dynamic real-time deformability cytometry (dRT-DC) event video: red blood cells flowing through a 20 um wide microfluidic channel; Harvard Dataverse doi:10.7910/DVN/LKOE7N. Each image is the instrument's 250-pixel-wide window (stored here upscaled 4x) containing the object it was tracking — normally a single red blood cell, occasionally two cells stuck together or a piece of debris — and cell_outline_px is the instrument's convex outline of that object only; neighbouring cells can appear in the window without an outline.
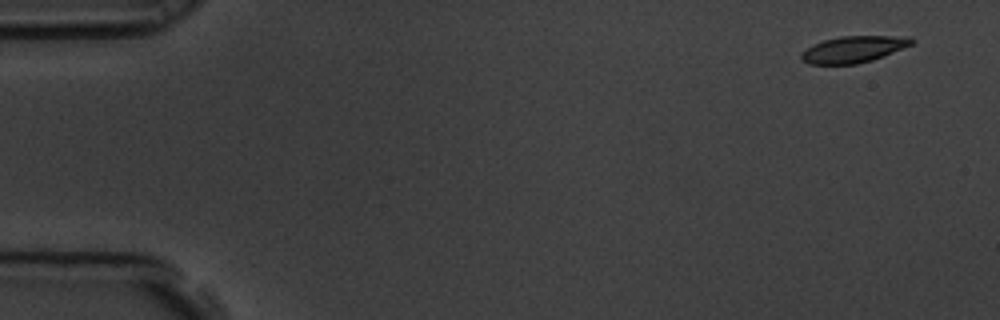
{"species": "common noctule bat (a hibernating species)", "species_latin": "Nyctalus noctula", "temperature_condition": "room temperature", "stored_images_in_passage": 5, "camera_frame_rate_fps": 3000, "um_per_image_px": 0.085, "animal": {"sex": "male", "body_mass_g": 19.5, "forearm_length_mm": 54.6}, "frame": {"image": 1, "passage_image": 1, "time_ms": 0.0, "image_size_px": [1000, 320], "cell_outline_px": [[916, 40], [912, 44], [884, 56], [872, 60], [856, 64], [808, 64], [800, 60], [800, 52], [812, 44], [824, 40], [840, 36], [912, 36]], "centroid_in_image_um": [72.53, 4.19], "position_along_channel_um": 12.5, "area_um2": 17.28}}
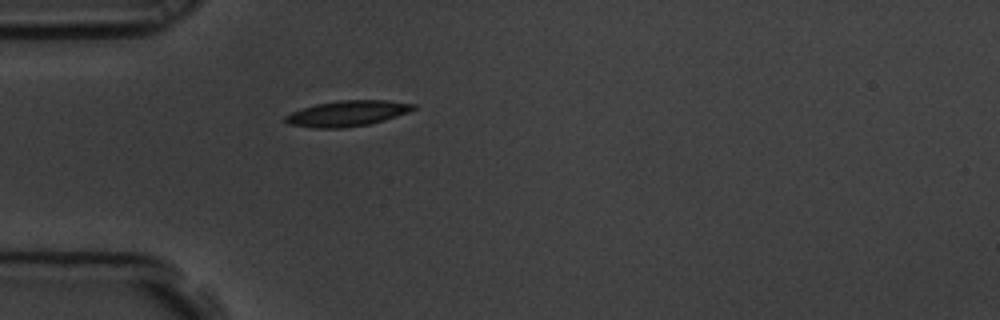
{"frame": {"image": 2, "passage_image": 5, "time_ms": 1.333, "image_size_px": [1000, 320], "cell_outline_px": [[416, 108], [408, 112], [384, 120], [368, 124], [344, 128], [312, 128], [288, 124], [284, 120], [284, 116], [292, 112], [316, 104], [340, 100], [388, 100], [416, 104]], "centroid_in_image_um": [29.52, 9.64], "position_along_channel_um": 55.5, "area_um2": 19.07}}